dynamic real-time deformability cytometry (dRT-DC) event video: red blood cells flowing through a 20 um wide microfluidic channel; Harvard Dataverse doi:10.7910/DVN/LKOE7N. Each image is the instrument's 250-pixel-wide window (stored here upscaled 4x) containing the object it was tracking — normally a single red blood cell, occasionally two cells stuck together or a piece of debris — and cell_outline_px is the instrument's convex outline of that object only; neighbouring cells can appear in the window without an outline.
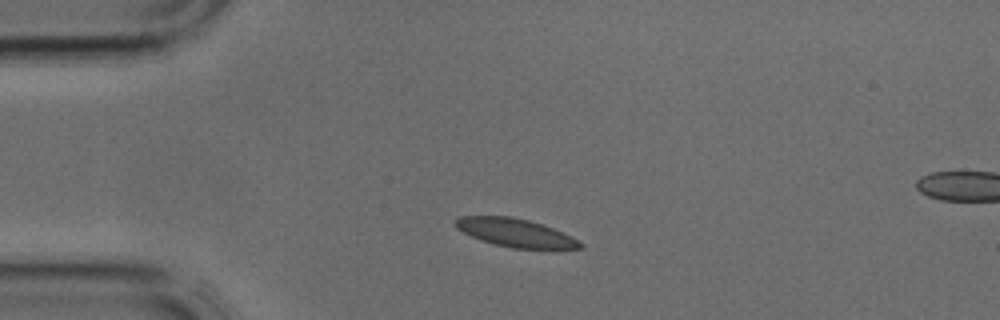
{"species": "common noctule bat (a hibernating species)", "species_latin": "Nyctalus noctula", "temperature_condition": "cold", "stored_images_in_passage": 2, "segment_of_instrument_passage": [1, 2], "camera_frame_rate_fps": 3000, "um_per_image_px": 0.085, "animal": {"sex": "male", "body_mass_g": 17.9, "forearm_length_mm": 54.2}, "frame": {"image": 1, "passage_image": 1, "time_ms": 0.0, "image_size_px": [1000, 320], "cell_outline_px": [[584, 248], [512, 248], [480, 240], [456, 228], [452, 224], [460, 216], [512, 216], [528, 220], [552, 228], [584, 244]], "centroid_in_image_um": [43.74, 19.77], "position_along_channel_um": 41.3, "area_um2": 20.06}}